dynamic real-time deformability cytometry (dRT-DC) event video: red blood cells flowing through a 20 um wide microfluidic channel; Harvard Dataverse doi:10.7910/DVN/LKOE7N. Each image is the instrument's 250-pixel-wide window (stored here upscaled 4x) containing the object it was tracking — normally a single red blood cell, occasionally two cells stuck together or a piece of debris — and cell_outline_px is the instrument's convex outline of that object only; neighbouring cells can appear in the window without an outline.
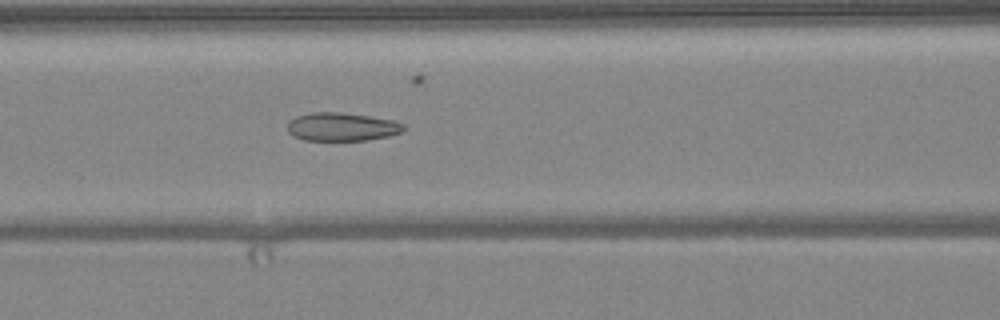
{"species": "common noctule bat (a hibernating species)", "species_latin": "Nyctalus noctula", "temperature_condition": "warm", "stored_images_in_passage": 50, "camera_frame_rate_fps": 3000, "um_per_image_px": 0.085, "animal": {"sex": "female", "body_mass_g": 24.6, "forearm_length_mm": 56.2}, "frame": {"image": 1, "passage_image": 21, "time_ms": 6.667, "image_size_px": [1000, 320], "cell_outline_px": [[404, 132], [388, 136], [368, 140], [304, 140], [292, 136], [288, 132], [288, 120], [296, 116], [312, 112], [340, 112], [396, 120], [404, 124]], "centroid_in_image_um": [29.06, 10.78], "position_along_channel_um": 137.5, "area_um2": 19.36}}
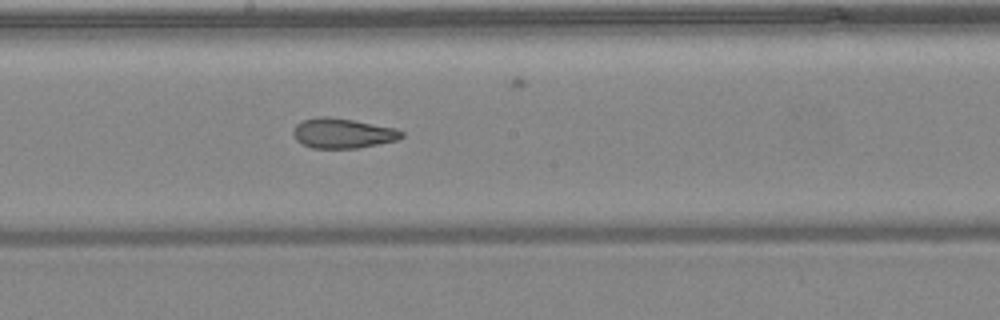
{"frame": {"image": 2, "passage_image": 27, "time_ms": 8.667, "image_size_px": [1000, 320], "cell_outline_px": [[404, 136], [396, 140], [356, 148], [312, 148], [296, 140], [292, 132], [296, 124], [304, 120], [316, 116], [332, 116], [396, 128], [404, 132]], "centroid_in_image_um": [29.11, 11.31], "position_along_channel_um": 219.1, "area_um2": 18.9}}
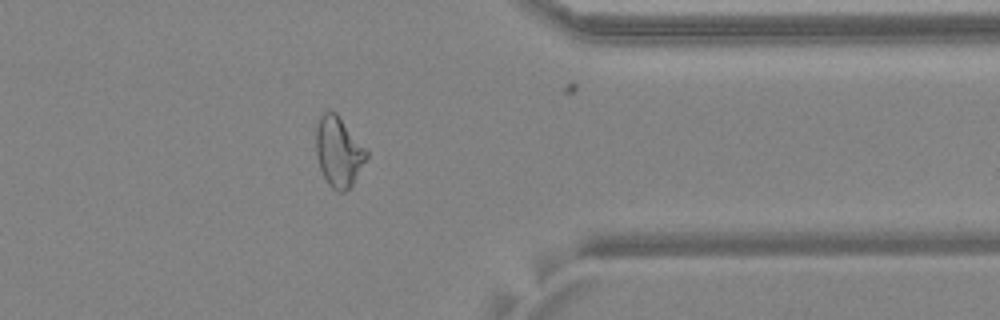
{"frame": {"image": 3, "passage_image": 40, "time_ms": 13.0, "image_size_px": [1000, 320], "cell_outline_px": [[368, 156], [352, 184], [344, 192], [336, 192], [328, 184], [320, 168], [316, 152], [316, 128], [320, 116], [324, 112], [336, 112], [368, 152]], "centroid_in_image_um": [28.77, 12.91], "position_along_channel_um": 382.6, "area_um2": 20.23}, "authors_computed_cell_mechanics": {"area_um2": 21.3571, "velocity_mm_per_s": 4.0806, "shape_relaxation_time_tau1_ms": null, "shape_relaxation_time_tau2_ms": 1.8214, "deformation_change_tau1": null, "deformation_change_tau2": 0.0812}}